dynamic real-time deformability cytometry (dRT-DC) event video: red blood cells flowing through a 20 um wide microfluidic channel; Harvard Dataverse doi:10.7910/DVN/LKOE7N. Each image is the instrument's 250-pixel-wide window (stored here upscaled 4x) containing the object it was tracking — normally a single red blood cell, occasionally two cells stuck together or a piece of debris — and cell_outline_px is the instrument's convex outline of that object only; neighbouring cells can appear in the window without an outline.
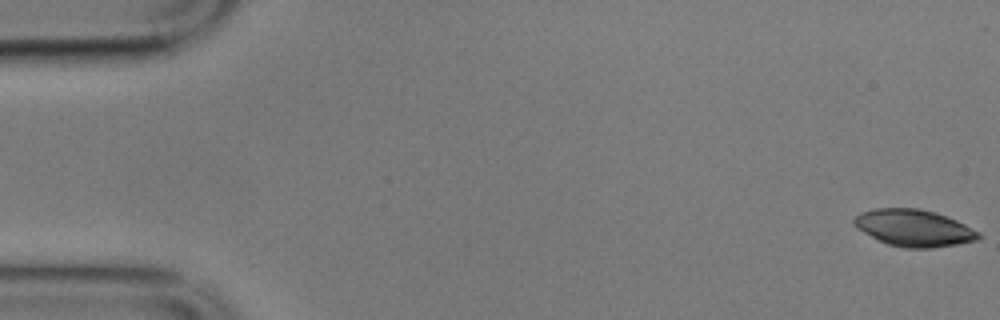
{"species": "common noctule bat (a hibernating species)", "species_latin": "Nyctalus noctula", "temperature_condition": "cold", "stored_images_in_passage": 6, "camera_frame_rate_fps": 3000, "um_per_image_px": 0.085, "animal": {"sex": "male", "body_mass_g": 17.9}, "frame": {"image": 1, "passage_image": 1, "time_ms": 0.0, "image_size_px": [1000, 320], "cell_outline_px": [[984, 236], [980, 240], [932, 248], [904, 248], [888, 244], [856, 228], [852, 224], [852, 220], [860, 212], [876, 208], [920, 208], [936, 212], [956, 220], [980, 232]], "centroid_in_image_um": [77.7, 19.37], "position_along_channel_um": 7.3, "area_um2": 26.88}}
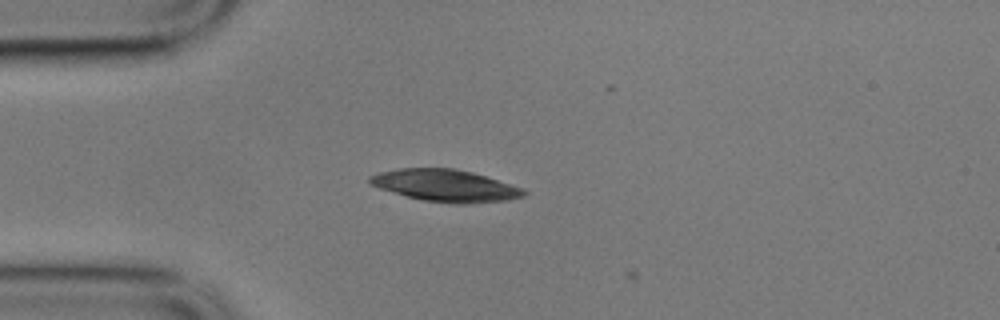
{"frame": {"image": 2, "passage_image": 5, "time_ms": 1.333, "image_size_px": [1000, 320], "cell_outline_px": [[528, 192], [524, 196], [508, 200], [468, 204], [456, 204], [424, 200], [408, 196], [380, 188], [368, 184], [368, 176], [380, 172], [400, 168], [452, 168], [472, 172], [524, 188]], "centroid_in_image_um": [37.88, 15.77], "position_along_channel_um": 47.1, "area_um2": 28.67}}